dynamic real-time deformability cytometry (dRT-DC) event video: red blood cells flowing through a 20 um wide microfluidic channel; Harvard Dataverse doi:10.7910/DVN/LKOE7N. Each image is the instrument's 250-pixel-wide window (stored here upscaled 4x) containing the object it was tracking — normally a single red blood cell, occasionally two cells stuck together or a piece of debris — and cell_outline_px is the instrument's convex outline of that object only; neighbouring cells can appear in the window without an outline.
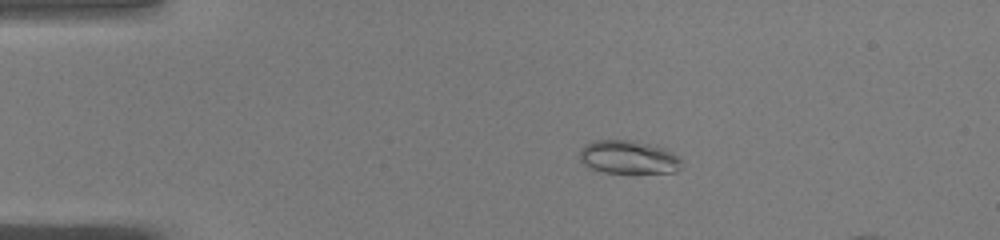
{"species": "common noctule bat (a hibernating species)", "species_latin": "Nyctalus noctula", "temperature_condition": "warm", "stored_images_in_passage": 41, "camera_frame_rate_fps": 3000, "um_per_image_px": 0.085, "animal": {"sex": "male", "body_mass_g": 19.0, "forearm_length_mm": 50.8}, "frame": {"image": 1, "passage_image": 3, "time_ms": 0.667, "image_size_px": [1000, 240], "cell_outline_px": [[680, 168], [676, 172], [600, 172], [588, 168], [580, 160], [580, 152], [584, 144], [596, 140], [636, 140], [656, 144], [672, 152], [680, 160]], "centroid_in_image_um": [53.39, 13.34], "position_along_channel_um": 31.6, "area_um2": 19.88}}
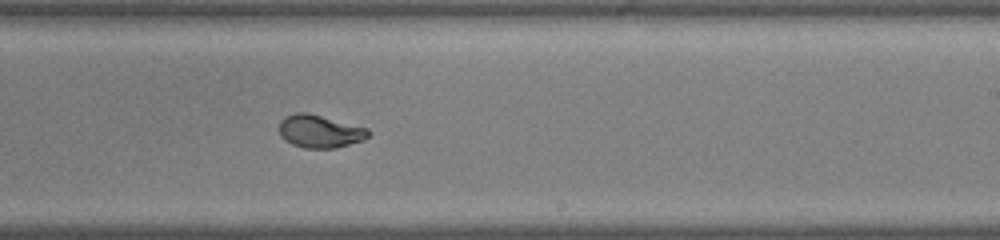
{"frame": {"image": 2, "passage_image": 24, "time_ms": 7.667, "image_size_px": [1000, 240], "cell_outline_px": [[372, 132], [364, 140], [336, 148], [304, 148], [292, 144], [284, 140], [280, 136], [280, 120], [284, 116], [296, 112], [308, 112], [368, 128]], "centroid_in_image_um": [27.19, 11.16], "position_along_channel_um": 261.8, "area_um2": 17.28}}
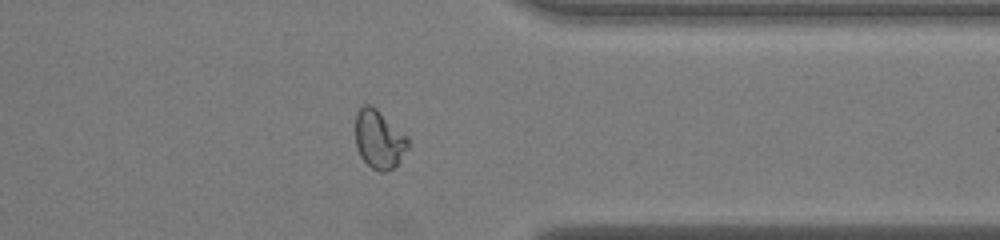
{"frame": {"image": 3, "passage_image": 33, "time_ms": 10.667, "image_size_px": [1000, 240], "cell_outline_px": [[408, 148], [396, 164], [392, 168], [384, 172], [380, 172], [372, 168], [360, 156], [356, 148], [356, 112], [364, 104], [372, 104], [408, 136]], "centroid_in_image_um": [32.21, 11.81], "position_along_channel_um": 379.2, "area_um2": 17.92}, "authors_computed_cell_mechanics": {"area_um2": 17.7446, "velocity_mm_per_s": 4.0709, "shape_relaxation_time_tau1_ms": 5.3652, "shape_relaxation_time_tau2_ms": null, "deformation_change_tau1": 0.1937, "deformation_change_tau2": null}}